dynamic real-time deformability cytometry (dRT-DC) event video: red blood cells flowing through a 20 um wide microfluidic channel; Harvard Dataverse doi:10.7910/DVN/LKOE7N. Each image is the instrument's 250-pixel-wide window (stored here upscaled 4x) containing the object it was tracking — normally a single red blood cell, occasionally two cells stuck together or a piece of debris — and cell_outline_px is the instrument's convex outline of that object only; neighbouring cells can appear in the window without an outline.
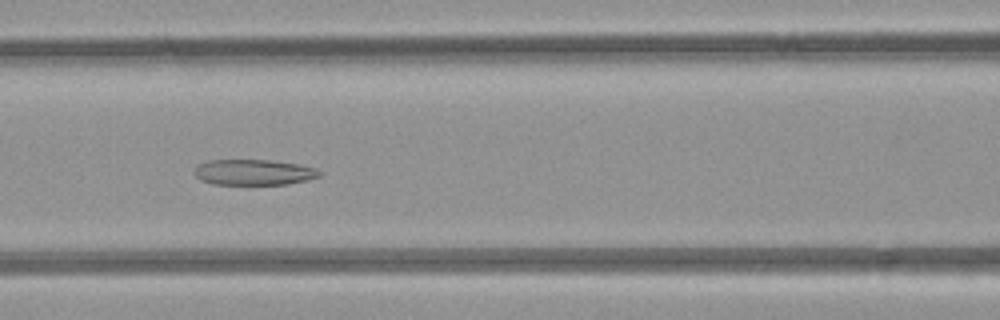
{"species": "common noctule bat (a hibernating species)", "species_latin": "Nyctalus noctula", "temperature_condition": "room temperature", "stored_images_in_passage": 6, "camera_frame_rate_fps": 3000, "um_per_image_px": 0.085, "animal": {"sex": "female", "body_mass_g": 21.9}, "frame": {"image": 1, "passage_image": 4, "time_ms": 3.333, "image_size_px": [1000, 320], "cell_outline_px": [[324, 172], [320, 176], [308, 180], [288, 184], [212, 184], [200, 180], [192, 172], [196, 164], [208, 160], [268, 160], [300, 164], [316, 168]], "centroid_in_image_um": [21.56, 14.64], "position_along_channel_um": 145.0, "area_um2": 19.02}}
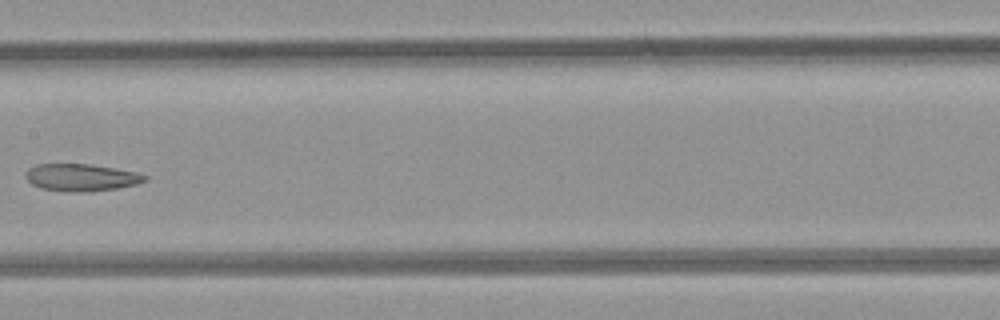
{"frame": {"image": 2, "passage_image": 5, "time_ms": 4.667, "image_size_px": [1000, 320], "cell_outline_px": [[148, 180], [136, 184], [116, 188], [88, 192], [68, 192], [40, 188], [32, 184], [24, 176], [24, 172], [28, 168], [36, 164], [88, 164], [136, 172], [148, 176]], "centroid_in_image_um": [6.86, 15.09], "position_along_channel_um": 200.5, "area_um2": 18.96}}
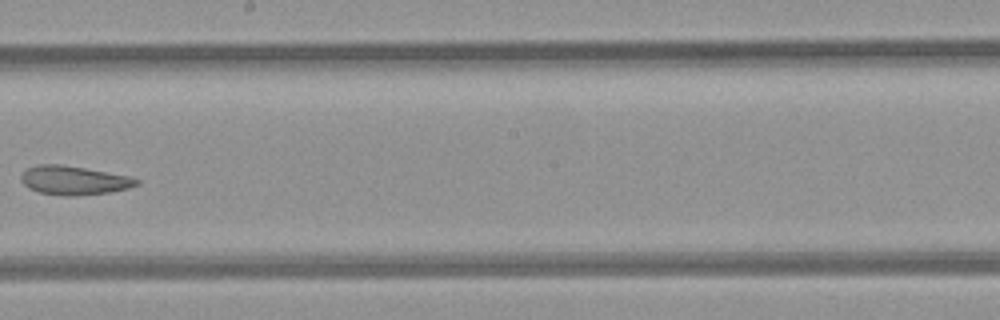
{"frame": {"image": 3, "passage_image": 6, "time_ms": 5.667, "image_size_px": [1000, 320], "cell_outline_px": [[140, 184], [128, 188], [108, 192], [76, 196], [64, 196], [40, 192], [28, 188], [20, 180], [20, 176], [28, 168], [36, 164], [60, 164], [84, 168], [128, 176], [140, 180]], "centroid_in_image_um": [6.26, 15.33], "position_along_channel_um": 241.9, "area_um2": 19.31}}